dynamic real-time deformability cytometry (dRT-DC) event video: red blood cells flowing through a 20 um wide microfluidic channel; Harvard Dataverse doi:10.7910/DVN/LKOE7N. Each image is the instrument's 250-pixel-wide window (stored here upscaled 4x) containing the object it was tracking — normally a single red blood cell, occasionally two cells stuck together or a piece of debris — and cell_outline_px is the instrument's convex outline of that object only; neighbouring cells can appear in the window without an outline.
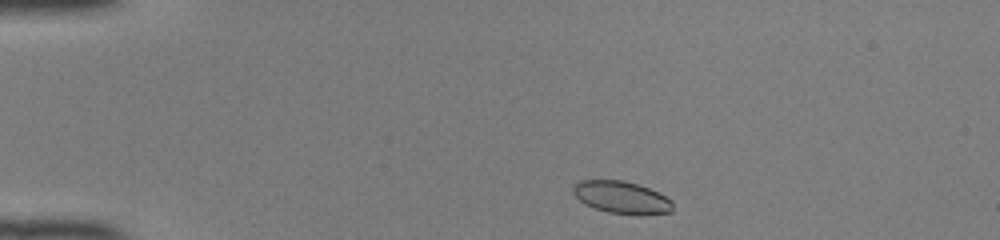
{"species": "common noctule bat (a hibernating species)", "species_latin": "Nyctalus noctula", "temperature_condition": "room temperature", "stored_images_in_passage": 42, "camera_frame_rate_fps": 3000, "um_per_image_px": 0.085, "animal": {"sex": "female", "body_mass_g": 22.0, "forearm_length_mm": 56.7}, "frame": {"image": 1, "passage_image": 2, "time_ms": 0.333, "image_size_px": [1000, 240], "cell_outline_px": [[672, 212], [640, 216], [608, 212], [584, 204], [572, 192], [572, 184], [580, 180], [624, 180], [640, 184], [672, 200]], "centroid_in_image_um": [52.83, 16.78], "position_along_channel_um": 32.2, "area_um2": 19.02}}
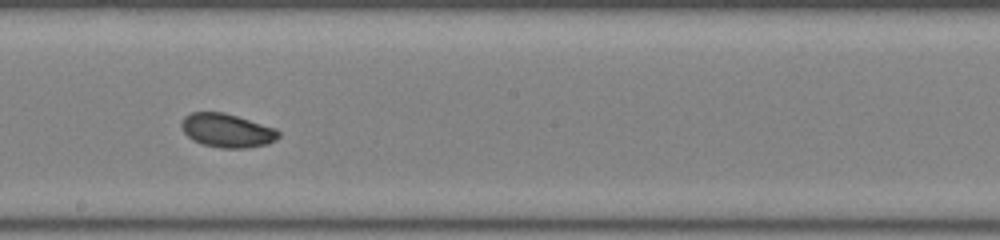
{"frame": {"image": 2, "passage_image": 21, "time_ms": 6.667, "image_size_px": [1000, 240], "cell_outline_px": [[280, 136], [276, 140], [268, 144], [248, 148], [220, 148], [200, 144], [192, 140], [184, 132], [180, 124], [184, 116], [192, 112], [224, 112], [276, 128], [280, 132]], "centroid_in_image_um": [19.3, 11.1], "position_along_channel_um": 228.9, "area_um2": 19.31}}
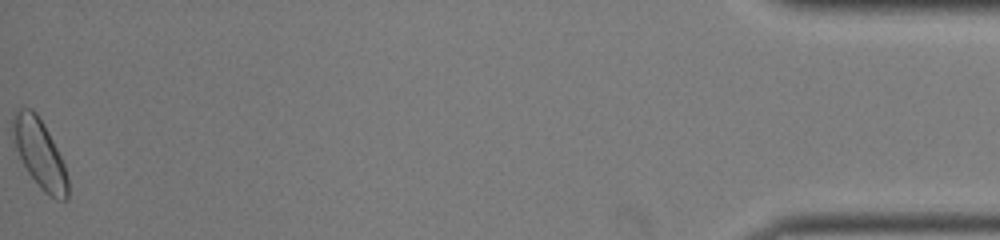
{"frame": {"image": 3, "passage_image": 42, "time_ms": 13.667, "image_size_px": [1000, 240], "cell_outline_px": [[68, 196], [64, 200], [56, 200], [48, 196], [40, 188], [28, 172], [12, 140], [12, 116], [16, 108], [32, 108], [36, 112], [44, 124], [64, 164], [68, 176]], "centroid_in_image_um": [3.35, 13.04], "position_along_channel_um": 431.8, "area_um2": 22.02}, "authors_computed_cell_mechanics": {"area_um2": 19.3052, "velocity_mm_per_s": 4.1171, "shape_relaxation_time_tau1_ms": 2.1202, "shape_relaxation_time_tau2_ms": null, "deformation_change_tau1": 0.088, "deformation_change_tau2": null}}